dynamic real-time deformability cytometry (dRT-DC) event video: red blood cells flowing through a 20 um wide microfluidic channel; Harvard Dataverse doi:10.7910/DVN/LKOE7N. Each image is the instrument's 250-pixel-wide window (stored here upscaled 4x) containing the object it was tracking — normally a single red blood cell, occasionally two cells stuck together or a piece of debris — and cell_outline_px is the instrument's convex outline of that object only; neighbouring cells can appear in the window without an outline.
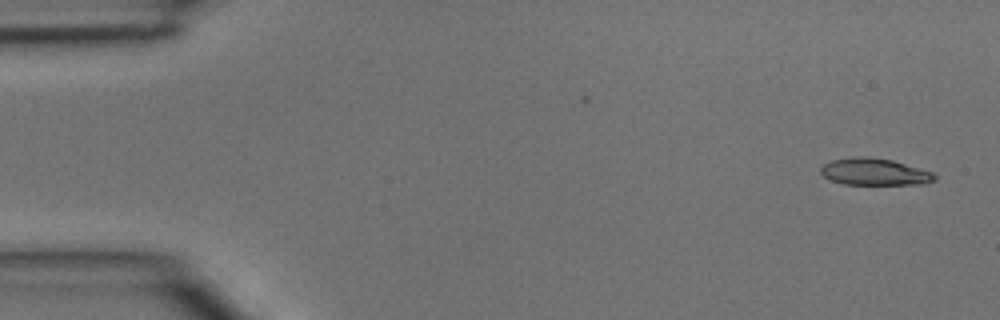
{"species": "common noctule bat (a hibernating species)", "species_latin": "Nyctalus noctula", "temperature_condition": "room temperature", "stored_images_in_passage": 3, "camera_frame_rate_fps": 3000, "um_per_image_px": 0.085, "animal": {"sex": "male", "body_mass_g": 15.6}, "frame": {"image": 1, "passage_image": 3, "time_ms": 0.667, "image_size_px": [1000, 320], "cell_outline_px": [[936, 180], [924, 184], [844, 184], [832, 180], [824, 176], [820, 172], [820, 168], [824, 164], [832, 160], [860, 156], [892, 160], [936, 172]], "centroid_in_image_um": [74.39, 14.61], "position_along_channel_um": 10.6, "area_um2": 17.8}}